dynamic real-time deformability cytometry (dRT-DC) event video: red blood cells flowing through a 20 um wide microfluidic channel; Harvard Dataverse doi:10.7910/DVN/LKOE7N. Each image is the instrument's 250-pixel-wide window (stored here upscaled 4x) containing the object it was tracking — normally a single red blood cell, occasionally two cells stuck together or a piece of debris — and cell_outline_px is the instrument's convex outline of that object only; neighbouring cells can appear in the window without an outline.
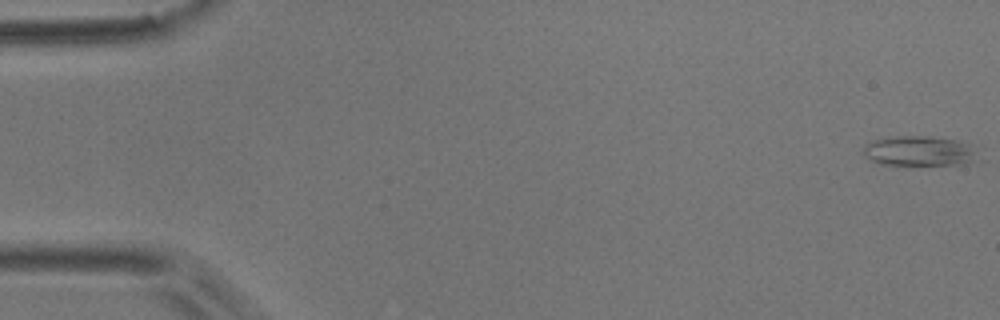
{"species": "common noctule bat (a hibernating species)", "species_latin": "Nyctalus noctula", "temperature_condition": "room temperature", "stored_images_in_passage": 53, "camera_frame_rate_fps": 3000, "um_per_image_px": 0.085, "animal": {"sex": "male", "body_mass_g": 17.9}, "frame": {"image": 1, "passage_image": 1, "time_ms": 0.0, "image_size_px": [1000, 320], "cell_outline_px": [[976, 160], [968, 164], [880, 164], [872, 160], [864, 152], [864, 144], [872, 140], [896, 136], [932, 136], [960, 140], [968, 144], [976, 156]], "centroid_in_image_um": [78.14, 12.81], "position_along_channel_um": 6.9, "area_um2": 19.71}}
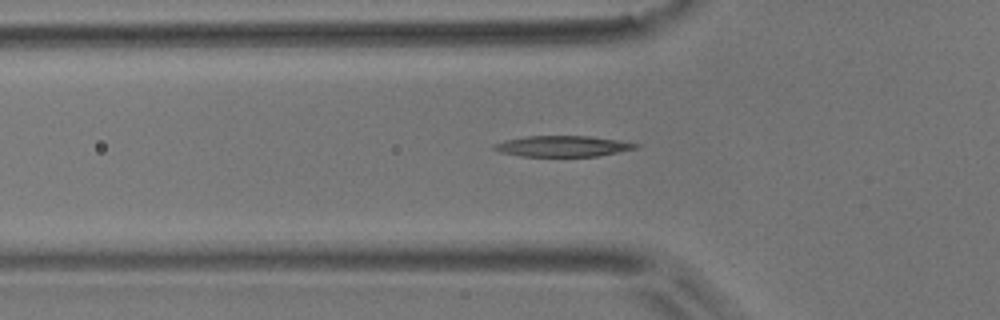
{"frame": {"image": 2, "passage_image": 18, "time_ms": 5.667, "image_size_px": [1000, 320], "cell_outline_px": [[640, 144], [636, 148], [596, 156], [520, 156], [500, 152], [492, 148], [492, 144], [504, 140], [524, 136], [588, 136], [616, 140]], "centroid_in_image_um": [47.73, 12.42], "position_along_channel_um": 78.1, "area_um2": 17.05}}
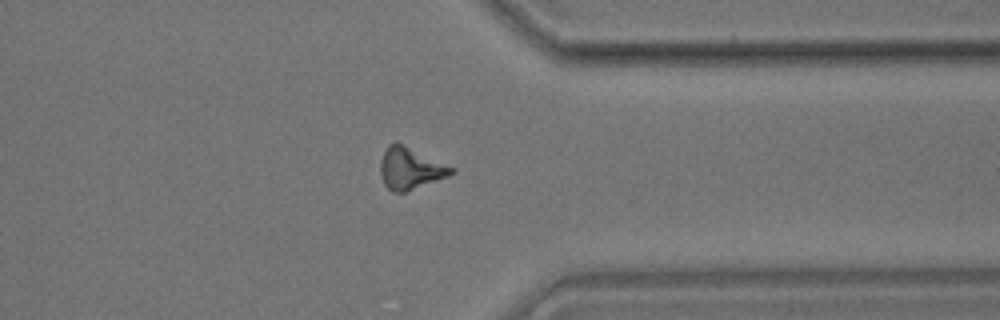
{"frame": {"image": 3, "passage_image": 42, "time_ms": 13.667, "image_size_px": [1000, 320], "cell_outline_px": [[456, 172], [448, 176], [404, 192], [392, 192], [384, 184], [380, 172], [380, 160], [388, 144], [400, 144], [456, 168]], "centroid_in_image_um": [34.87, 14.34], "position_along_channel_um": 376.5, "area_um2": 16.82}, "authors_computed_cell_mechanics": {"area_um2": 17.051, "velocity_mm_per_s": 3.7794, "shape_relaxation_time_tau1_ms": 4.6675, "shape_relaxation_time_tau2_ms": null, "deformation_change_tau1": 0.1273, "deformation_change_tau2": null}}